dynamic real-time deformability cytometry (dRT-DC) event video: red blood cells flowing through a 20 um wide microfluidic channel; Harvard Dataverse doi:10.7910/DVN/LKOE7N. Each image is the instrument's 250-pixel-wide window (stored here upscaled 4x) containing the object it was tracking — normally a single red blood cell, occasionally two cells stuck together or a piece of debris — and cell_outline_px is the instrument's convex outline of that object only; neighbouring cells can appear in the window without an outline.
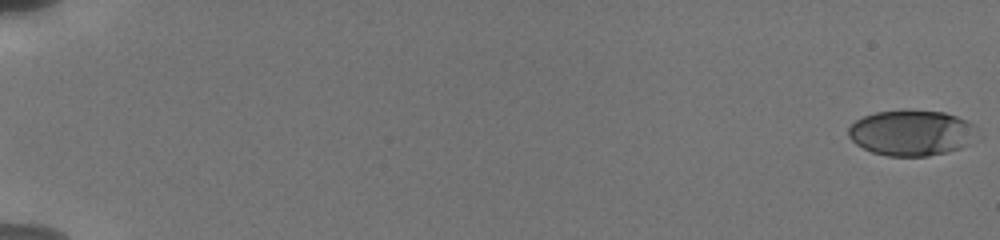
{"species": "human", "species_latin": "Homo sapiens", "temperature_condition": "cold", "stored_images_in_passage": 39, "camera_frame_rate_fps": 3000, "um_per_image_px": 0.085, "donor": {"sex": "male"}, "frame": {"image": 1, "passage_image": 1, "time_ms": 0.0, "image_size_px": [1000, 240], "cell_outline_px": [[972, 124], [968, 144], [960, 148], [928, 156], [888, 156], [872, 152], [856, 144], [848, 136], [848, 128], [856, 120], [864, 116], [876, 112], [944, 112], [968, 120]], "centroid_in_image_um": [77.38, 11.32], "position_along_channel_um": 7.6, "area_um2": 33.0}}
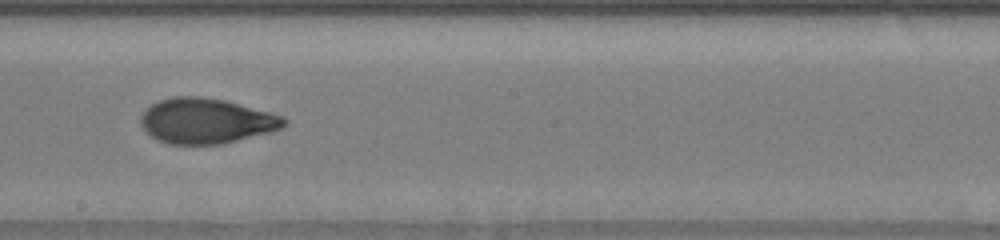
{"frame": {"image": 2, "passage_image": 24, "time_ms": 11.333, "image_size_px": [1000, 240], "cell_outline_px": [[288, 124], [280, 128], [268, 132], [220, 144], [168, 144], [156, 140], [140, 124], [140, 116], [152, 104], [160, 100], [172, 96], [200, 96], [224, 100], [284, 116], [288, 120]], "centroid_in_image_um": [17.51, 10.27], "position_along_channel_um": 230.7, "area_um2": 37.51}}
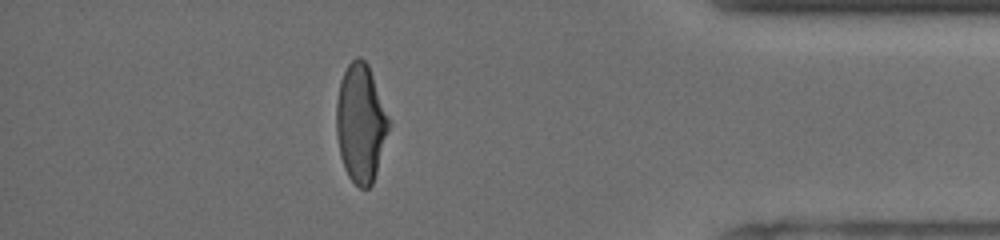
{"frame": {"image": 3, "passage_image": 34, "time_ms": 16.667, "image_size_px": [1000, 240], "cell_outline_px": [[392, 124], [372, 184], [368, 188], [360, 188], [348, 176], [344, 168], [340, 156], [336, 136], [336, 104], [340, 80], [348, 64], [356, 56], [360, 56], [368, 64], [392, 120]], "centroid_in_image_um": [30.69, 10.45], "position_along_channel_um": 404.5, "area_um2": 36.82}, "authors_computed_cell_mechanics": {"area_um2": 36.5874, "velocity_mm_per_s": 3.792, "shape_relaxation_time_tau1_ms": 6.1889, "shape_relaxation_time_tau2_ms": 1.5969, "deformation_change_tau1": 0.1971, "deformation_change_tau2": 0.0682}}